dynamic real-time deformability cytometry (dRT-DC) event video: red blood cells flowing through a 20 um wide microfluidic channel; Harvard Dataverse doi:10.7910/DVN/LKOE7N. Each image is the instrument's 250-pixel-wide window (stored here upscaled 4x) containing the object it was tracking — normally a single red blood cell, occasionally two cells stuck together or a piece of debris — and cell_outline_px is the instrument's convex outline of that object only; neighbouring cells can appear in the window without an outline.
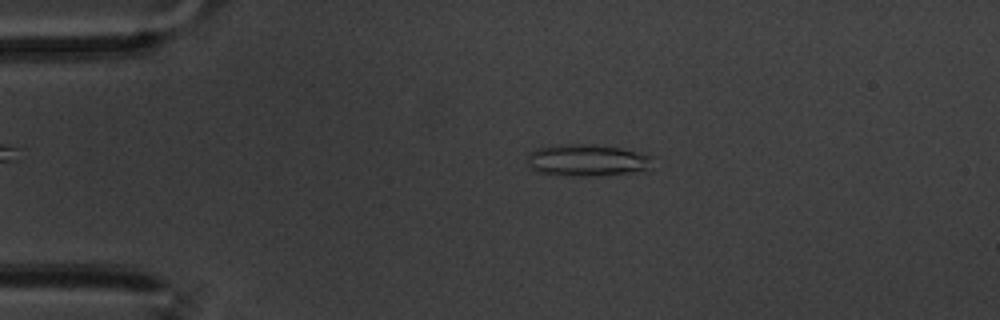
{"species": "common noctule bat (a hibernating species)", "species_latin": "Nyctalus noctula", "temperature_condition": "warm", "stored_images_in_passage": 59, "camera_frame_rate_fps": 3000, "um_per_image_px": 0.085, "animal": {"sex": "male", "body_mass_g": 20.1, "forearm_length_mm": 53.5}, "frame": {"image": 1, "passage_image": 12, "time_ms": 3.667, "image_size_px": [1000, 320], "cell_outline_px": [[652, 156], [648, 168], [604, 176], [572, 176], [536, 172], [528, 164], [528, 152], [536, 148], [556, 144], [584, 144], [620, 148]], "centroid_in_image_um": [49.8, 13.62], "position_along_channel_um": 35.2, "area_um2": 23.0}}
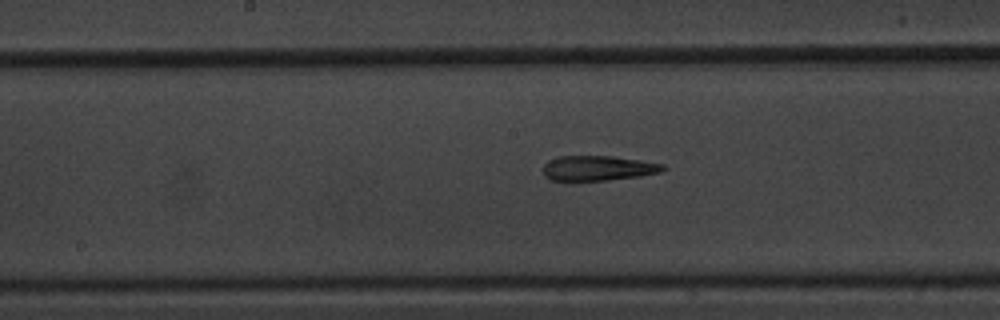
{"frame": {"image": 2, "passage_image": 30, "time_ms": 9.667, "image_size_px": [1000, 320], "cell_outline_px": [[668, 168], [660, 172], [640, 176], [608, 180], [552, 180], [544, 176], [544, 164], [548, 160], [560, 156], [612, 156], [664, 164]], "centroid_in_image_um": [50.85, 14.29], "position_along_channel_um": 197.4, "area_um2": 17.34}}
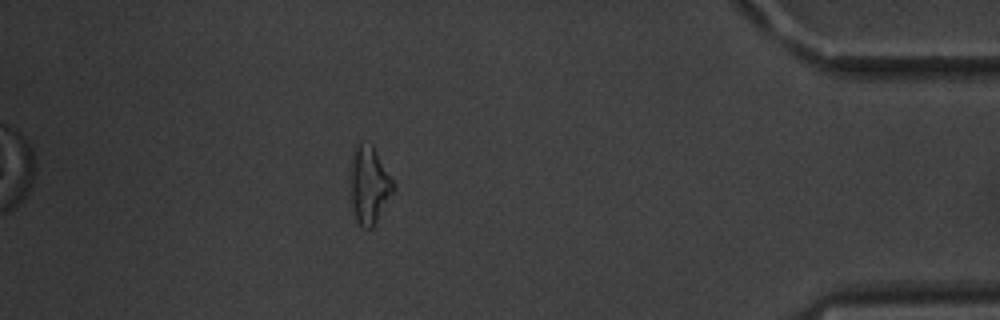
{"frame": {"image": 3, "passage_image": 52, "time_ms": 17.0, "image_size_px": [1000, 320], "cell_outline_px": [[396, 188], [372, 228], [364, 228], [356, 220], [352, 200], [352, 156], [356, 144], [360, 140], [372, 144], [392, 180]], "centroid_in_image_um": [31.4, 15.7], "position_along_channel_um": 403.8, "area_um2": 18.79}, "authors_computed_cell_mechanics": {"area_um2": 18.9584, "velocity_mm_per_s": 3.39, "shape_relaxation_time_tau1_ms": null, "shape_relaxation_time_tau2_ms": 3.8219, "deformation_change_tau1": null, "deformation_change_tau2": 0.1773}}